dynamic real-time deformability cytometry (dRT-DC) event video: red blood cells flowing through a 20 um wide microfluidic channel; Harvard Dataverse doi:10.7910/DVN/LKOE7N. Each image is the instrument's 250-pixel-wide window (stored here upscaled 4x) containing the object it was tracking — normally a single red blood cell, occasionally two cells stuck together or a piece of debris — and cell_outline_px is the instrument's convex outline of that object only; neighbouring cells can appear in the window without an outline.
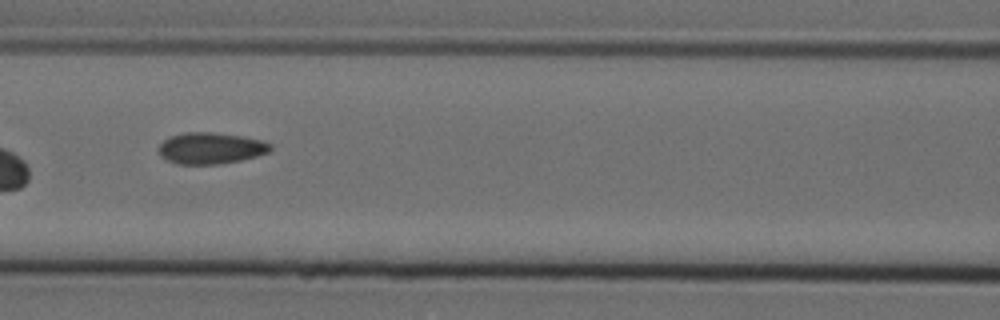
{"species": "Egyptian fruit bat (a non-hibernating species)", "species_latin": "Rousettus aegyptiacus", "temperature_condition": "cold", "stored_images_in_passage": 15, "camera_frame_rate_fps": 3000, "um_per_image_px": 0.085, "animal": {"sex": "female"}, "frame": {"image": 1, "passage_image": 7, "time_ms": 2.0, "image_size_px": [1000, 320], "cell_outline_px": [[272, 148], [268, 152], [256, 156], [240, 160], [220, 164], [176, 164], [160, 156], [160, 144], [164, 140], [172, 136], [184, 132], [212, 132], [244, 136], [264, 140], [272, 144]], "centroid_in_image_um": [17.95, 12.59], "position_along_channel_um": 148.7, "area_um2": 20.46}}